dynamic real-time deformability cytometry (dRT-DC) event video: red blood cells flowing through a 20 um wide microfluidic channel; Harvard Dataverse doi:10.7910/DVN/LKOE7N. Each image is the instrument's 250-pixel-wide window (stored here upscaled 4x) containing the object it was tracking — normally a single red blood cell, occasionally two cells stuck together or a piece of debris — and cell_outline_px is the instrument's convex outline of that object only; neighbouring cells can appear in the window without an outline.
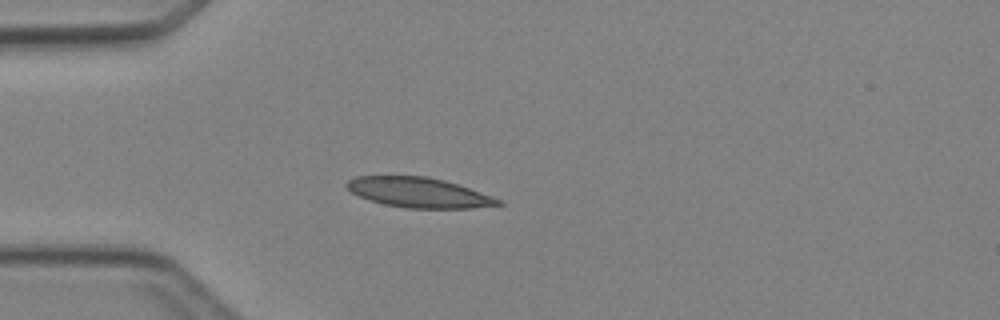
{"species": "Egyptian fruit bat (a non-hibernating species)", "species_latin": "Rousettus aegyptiacus", "temperature_condition": "cold", "stored_images_in_passage": 2, "camera_frame_rate_fps": 3000, "um_per_image_px": 0.085, "animal": {"sex": "female"}, "frame": {"image": 1, "passage_image": 2, "time_ms": 1.0, "image_size_px": [1000, 320], "cell_outline_px": [[504, 204], [472, 208], [404, 208], [384, 204], [368, 200], [352, 192], [344, 184], [348, 180], [356, 176], [428, 176], [444, 180], [492, 196], [500, 200]], "centroid_in_image_um": [35.56, 16.36], "position_along_channel_um": 49.4, "area_um2": 26.3}}